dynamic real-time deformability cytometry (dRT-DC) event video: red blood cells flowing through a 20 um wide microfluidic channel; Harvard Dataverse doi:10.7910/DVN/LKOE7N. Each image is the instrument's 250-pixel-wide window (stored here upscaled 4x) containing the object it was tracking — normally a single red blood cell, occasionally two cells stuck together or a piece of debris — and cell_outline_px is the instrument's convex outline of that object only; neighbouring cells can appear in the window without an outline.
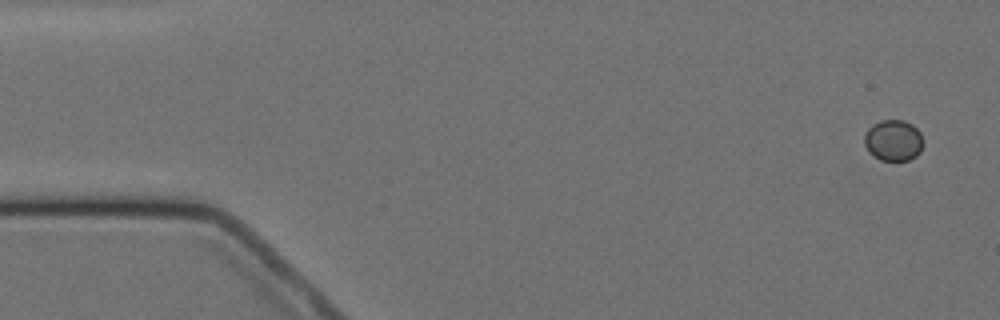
{"species": "Egyptian fruit bat (a non-hibernating species)", "species_latin": "Rousettus aegyptiacus", "temperature_condition": "cold", "stored_images_in_passage": 5, "camera_frame_rate_fps": 3000, "um_per_image_px": 0.085, "animal": {"sex": "female"}, "frame": {"image": 1, "passage_image": 1, "time_ms": 0.0, "image_size_px": [1000, 320], "cell_outline_px": [[924, 144], [920, 152], [916, 156], [908, 160], [880, 160], [872, 156], [868, 152], [864, 144], [864, 132], [872, 124], [880, 120], [904, 120], [912, 124], [920, 132], [924, 140]], "centroid_in_image_um": [75.93, 11.93], "position_along_channel_um": 9.1, "area_um2": 14.45}}
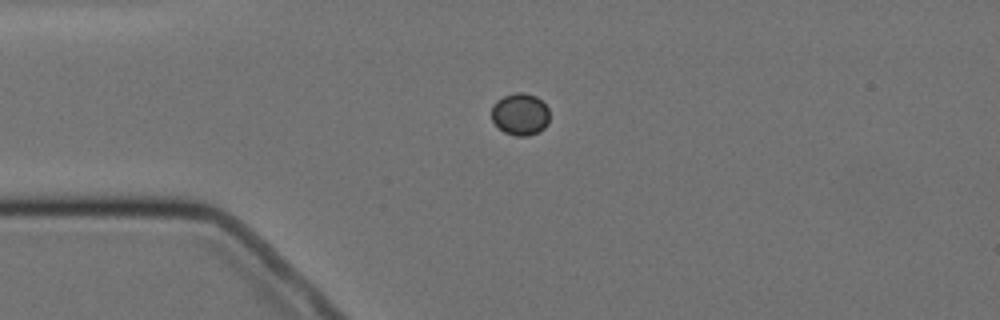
{"frame": {"image": 2, "passage_image": 4, "time_ms": 3.667, "image_size_px": [1000, 320], "cell_outline_px": [[548, 124], [544, 128], [528, 136], [516, 136], [504, 132], [492, 120], [492, 104], [496, 100], [504, 96], [516, 92], [524, 92], [536, 96], [548, 108]], "centroid_in_image_um": [44.2, 9.7], "position_along_channel_um": 40.8, "area_um2": 14.16}}